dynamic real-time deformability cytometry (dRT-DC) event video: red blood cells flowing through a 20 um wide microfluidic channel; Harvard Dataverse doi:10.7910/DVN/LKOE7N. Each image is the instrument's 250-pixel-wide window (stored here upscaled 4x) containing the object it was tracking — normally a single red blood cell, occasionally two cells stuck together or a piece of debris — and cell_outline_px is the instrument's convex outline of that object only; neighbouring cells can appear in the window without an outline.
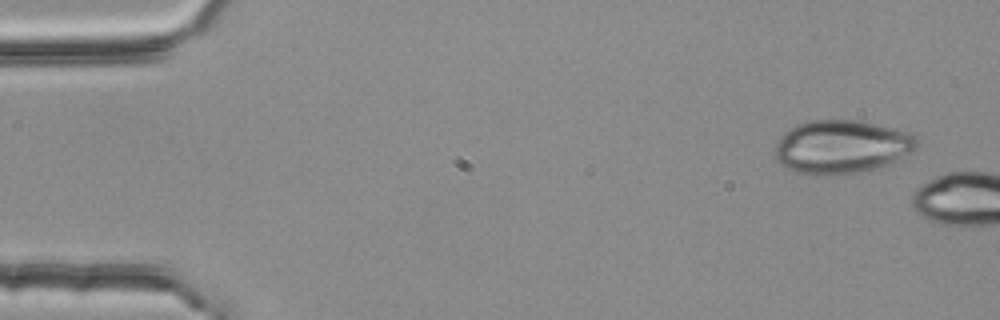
{"species": "common noctule bat (a hibernating species)", "species_latin": "Nyctalus noctula", "temperature_condition": "room temperature", "stored_images_in_passage": 2, "camera_frame_rate_fps": 3000, "um_per_image_px": 0.085, "animal": {"sex": "female", "body_mass_g": 25.1}, "frame": {"image": 1, "passage_image": 1, "time_ms": 0.0, "image_size_px": [1000, 320], "cell_outline_px": [[920, 140], [916, 148], [884, 164], [872, 168], [856, 172], [824, 176], [808, 176], [784, 168], [776, 160], [776, 144], [780, 136], [784, 132], [796, 124], [812, 120], [856, 120], [876, 124], [908, 132], [916, 136]], "centroid_in_image_um": [71.45, 12.48], "position_along_channel_um": 13.6, "area_um2": 43.93}}